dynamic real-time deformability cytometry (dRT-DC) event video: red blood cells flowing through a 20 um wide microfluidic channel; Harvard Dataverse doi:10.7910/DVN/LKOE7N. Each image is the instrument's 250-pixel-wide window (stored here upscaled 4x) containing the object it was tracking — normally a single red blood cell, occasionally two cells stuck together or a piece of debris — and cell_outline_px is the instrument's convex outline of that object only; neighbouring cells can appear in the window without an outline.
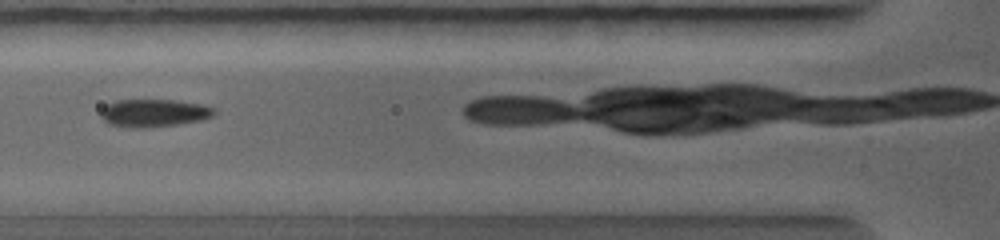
{"species": "common noctule bat (a hibernating species)", "species_latin": "Nyctalus noctula", "temperature_condition": "warm", "stored_images_in_passage": 15, "camera_frame_rate_fps": 5000, "um_per_image_px": 0.085, "animal": {"sex": "female", "body_mass_g": 19.0, "forearm_length_mm": 56.7}, "frame": {"image": 1, "passage_image": 3, "time_ms": 0.8, "image_size_px": [1000, 240], "cell_outline_px": [[216, 112], [212, 116], [204, 120], [176, 124], [144, 128], [128, 128], [108, 124], [100, 116], [100, 112], [108, 104], [116, 100], [176, 100], [204, 104], [216, 108]], "centroid_in_image_um": [13.11, 9.61], "position_along_channel_um": 112.7, "area_um2": 18.55}}
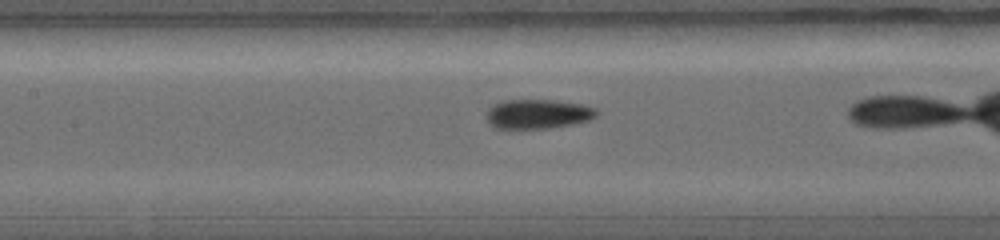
{"frame": {"image": 2, "passage_image": 5, "time_ms": 1.6, "image_size_px": [1000, 240], "cell_outline_px": [[600, 112], [596, 116], [588, 120], [572, 124], [552, 128], [496, 128], [488, 120], [488, 108], [504, 100], [556, 100], [584, 104], [596, 108]], "centroid_in_image_um": [45.8, 9.68], "position_along_channel_um": 161.6, "area_um2": 18.79}}
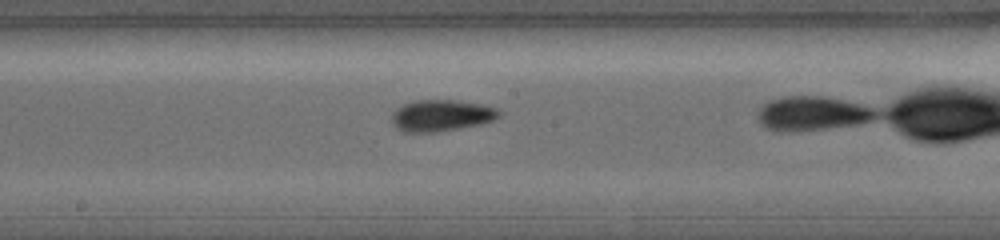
{"frame": {"image": 3, "passage_image": 7, "time_ms": 2.4, "image_size_px": [1000, 240], "cell_outline_px": [[500, 116], [492, 120], [480, 124], [460, 128], [436, 132], [404, 132], [396, 128], [392, 120], [392, 112], [396, 108], [404, 104], [416, 100], [456, 100], [480, 104], [496, 108], [500, 112]], "centroid_in_image_um": [37.48, 9.82], "position_along_channel_um": 210.7, "area_um2": 19.59}}